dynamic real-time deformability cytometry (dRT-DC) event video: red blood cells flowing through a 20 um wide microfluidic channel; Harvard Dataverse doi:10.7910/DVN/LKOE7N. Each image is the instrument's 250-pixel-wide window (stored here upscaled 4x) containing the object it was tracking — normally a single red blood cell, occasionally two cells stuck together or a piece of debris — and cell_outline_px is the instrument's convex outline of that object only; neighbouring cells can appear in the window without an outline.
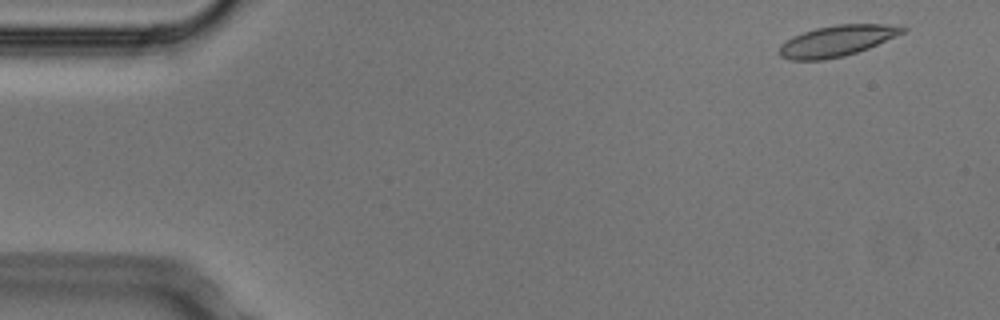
{"species": "Egyptian fruit bat (a non-hibernating species)", "species_latin": "Rousettus aegyptiacus", "temperature_condition": "cold", "stored_images_in_passage": 5, "segment_of_instrument_passage": [2, 2], "camera_frame_rate_fps": 3000, "um_per_image_px": 0.085, "animal": {"sex": "male"}, "frame": {"image": 1, "passage_image": 5, "time_ms": 1.333, "image_size_px": [1000, 320], "cell_outline_px": [[908, 28], [904, 32], [868, 48], [844, 56], [824, 60], [788, 60], [780, 56], [776, 52], [780, 44], [792, 36], [816, 28], [836, 24], [884, 24]], "centroid_in_image_um": [71.05, 3.48], "position_along_channel_um": 14.0, "area_um2": 22.2}}